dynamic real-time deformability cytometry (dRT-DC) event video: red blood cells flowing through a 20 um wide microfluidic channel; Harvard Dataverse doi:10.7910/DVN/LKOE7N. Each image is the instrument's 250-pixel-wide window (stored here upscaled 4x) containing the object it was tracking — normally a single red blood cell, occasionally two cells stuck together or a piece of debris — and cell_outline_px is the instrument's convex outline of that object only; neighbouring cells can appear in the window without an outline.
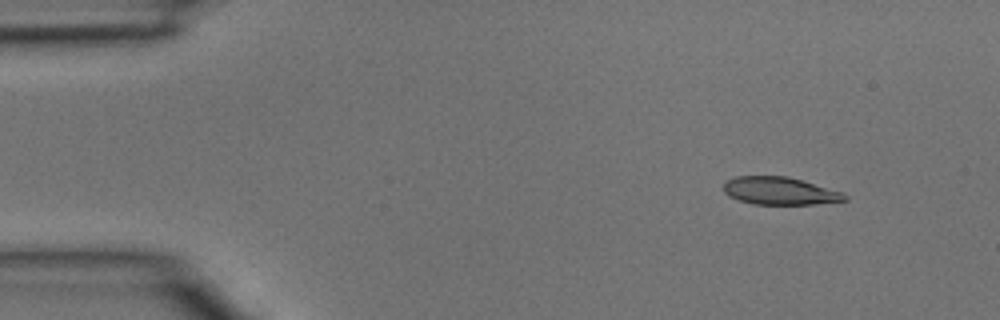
{"species": "common noctule bat (a hibernating species)", "species_latin": "Nyctalus noctula", "temperature_condition": "room temperature", "stored_images_in_passage": 4, "segment_of_instrument_passage": [1, 2], "camera_frame_rate_fps": 3000, "um_per_image_px": 0.085, "animal": {"sex": "male", "body_mass_g": 15.6}, "frame": {"image": 1, "passage_image": 1, "time_ms": 0.0, "image_size_px": [1000, 320], "cell_outline_px": [[848, 200], [812, 204], [752, 204], [728, 196], [724, 192], [724, 180], [736, 176], [788, 176], [844, 192], [848, 196]], "centroid_in_image_um": [66.28, 16.22], "position_along_channel_um": 18.7, "area_um2": 19.65}}
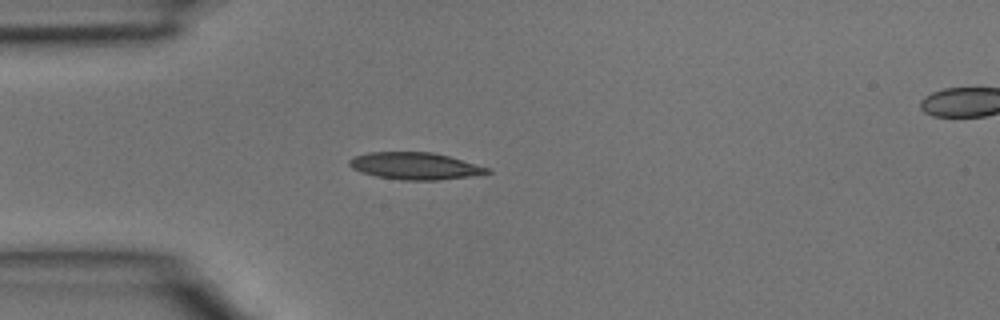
{"frame": {"image": 2, "passage_image": 3, "time_ms": 0.667, "image_size_px": [1000, 320], "cell_outline_px": [[492, 172], [468, 176], [440, 180], [400, 180], [376, 176], [360, 172], [352, 168], [348, 164], [348, 160], [352, 156], [368, 152], [432, 152], [448, 156], [492, 168]], "centroid_in_image_um": [35.25, 14.1], "position_along_channel_um": 49.8, "area_um2": 21.85}}